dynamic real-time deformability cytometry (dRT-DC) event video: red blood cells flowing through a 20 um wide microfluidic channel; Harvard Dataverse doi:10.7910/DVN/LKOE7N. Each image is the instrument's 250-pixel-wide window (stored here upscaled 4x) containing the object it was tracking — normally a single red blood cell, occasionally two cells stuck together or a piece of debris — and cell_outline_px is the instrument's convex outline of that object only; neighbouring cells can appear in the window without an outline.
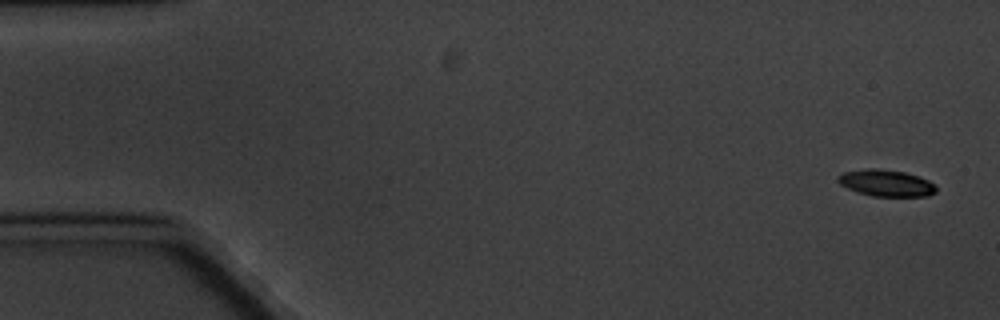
{"species": "common noctule bat (a hibernating species)", "species_latin": "Nyctalus noctula", "temperature_condition": "cold", "stored_images_in_passage": 9, "camera_frame_rate_fps": 3000, "um_per_image_px": 0.085, "animal": {"sex": "male", "body_mass_g": 20.1, "forearm_length_mm": 53.5}, "frame": {"image": 1, "passage_image": 1, "time_ms": 0.0, "image_size_px": [1000, 320], "cell_outline_px": [[936, 192], [928, 196], [872, 196], [856, 192], [840, 184], [836, 180], [836, 176], [844, 172], [868, 168], [880, 168], [904, 172], [920, 176], [936, 184]], "centroid_in_image_um": [75.32, 15.55], "position_along_channel_um": 9.7, "area_um2": 15.43}}
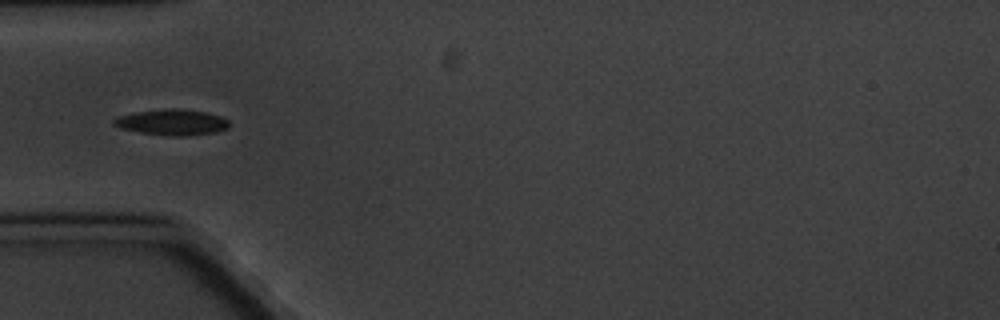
{"frame": {"image": 2, "passage_image": 6, "time_ms": 5.667, "image_size_px": [1000, 320], "cell_outline_px": [[228, 128], [216, 132], [184, 136], [172, 136], [140, 132], [120, 128], [112, 124], [112, 120], [116, 116], [132, 112], [172, 108], [180, 108], [208, 112], [220, 116], [228, 120]], "centroid_in_image_um": [14.59, 10.38], "position_along_channel_um": 70.4, "area_um2": 17.51}}